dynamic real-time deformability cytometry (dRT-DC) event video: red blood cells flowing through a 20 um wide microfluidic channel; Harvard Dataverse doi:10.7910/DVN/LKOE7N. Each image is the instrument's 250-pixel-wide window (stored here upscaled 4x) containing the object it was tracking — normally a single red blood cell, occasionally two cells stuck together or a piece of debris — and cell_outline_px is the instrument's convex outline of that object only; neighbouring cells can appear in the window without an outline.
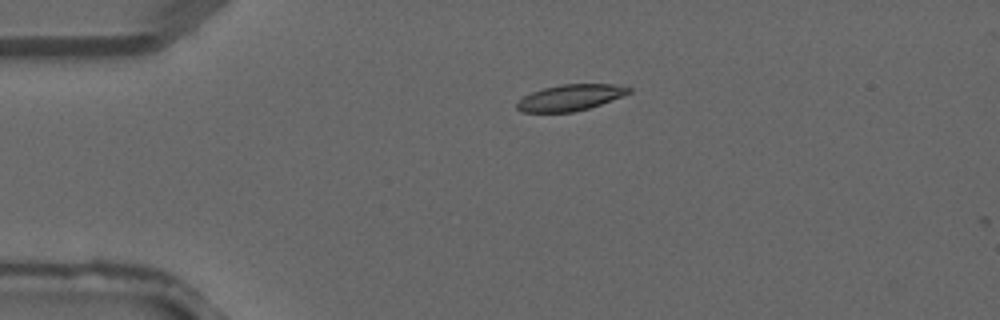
{"species": "common noctule bat (a hibernating species)", "species_latin": "Nyctalus noctula", "temperature_condition": "warm", "stored_images_in_passage": 4, "camera_frame_rate_fps": 3000, "um_per_image_px": 0.085, "animal": {"sex": "male", "forearm_length_mm": 52.5}, "frame": {"image": 1, "passage_image": 3, "time_ms": 0.667, "image_size_px": [1000, 320], "cell_outline_px": [[632, 92], [600, 104], [588, 108], [572, 112], [520, 112], [516, 108], [516, 104], [524, 96], [532, 92], [544, 88], [564, 84], [612, 84], [632, 88]], "centroid_in_image_um": [48.46, 8.29], "position_along_channel_um": 36.5, "area_um2": 16.82}}